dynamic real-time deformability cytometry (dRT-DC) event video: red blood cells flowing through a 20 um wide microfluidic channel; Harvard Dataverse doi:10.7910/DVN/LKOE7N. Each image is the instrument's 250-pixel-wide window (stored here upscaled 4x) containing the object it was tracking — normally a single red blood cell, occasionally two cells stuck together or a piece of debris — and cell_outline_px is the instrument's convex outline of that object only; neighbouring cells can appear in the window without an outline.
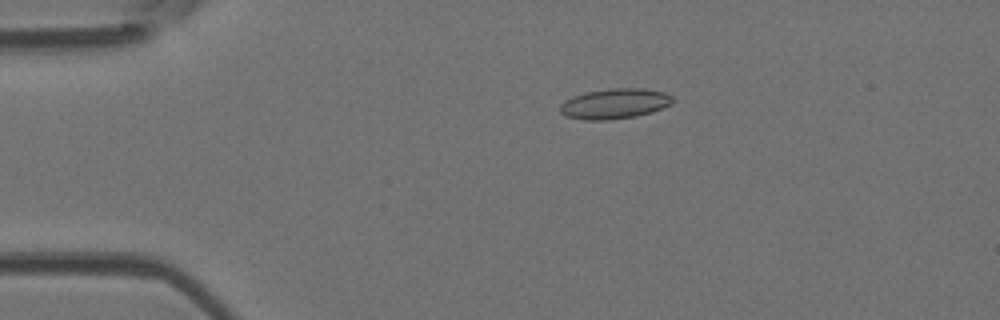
{"species": "Egyptian fruit bat (a non-hibernating species)", "species_latin": "Rousettus aegyptiacus", "temperature_condition": "room temperature", "stored_images_in_passage": 4, "camera_frame_rate_fps": 3000, "um_per_image_px": 0.085, "animal": {"sex": "female"}, "frame": {"image": 1, "passage_image": 3, "time_ms": 0.667, "image_size_px": [1000, 320], "cell_outline_px": [[672, 104], [652, 112], [636, 116], [608, 120], [584, 120], [568, 116], [560, 112], [560, 104], [564, 100], [572, 96], [584, 92], [612, 88], [644, 88], [664, 92], [672, 96]], "centroid_in_image_um": [52.24, 8.8], "position_along_channel_um": 32.8, "area_um2": 19.94}}